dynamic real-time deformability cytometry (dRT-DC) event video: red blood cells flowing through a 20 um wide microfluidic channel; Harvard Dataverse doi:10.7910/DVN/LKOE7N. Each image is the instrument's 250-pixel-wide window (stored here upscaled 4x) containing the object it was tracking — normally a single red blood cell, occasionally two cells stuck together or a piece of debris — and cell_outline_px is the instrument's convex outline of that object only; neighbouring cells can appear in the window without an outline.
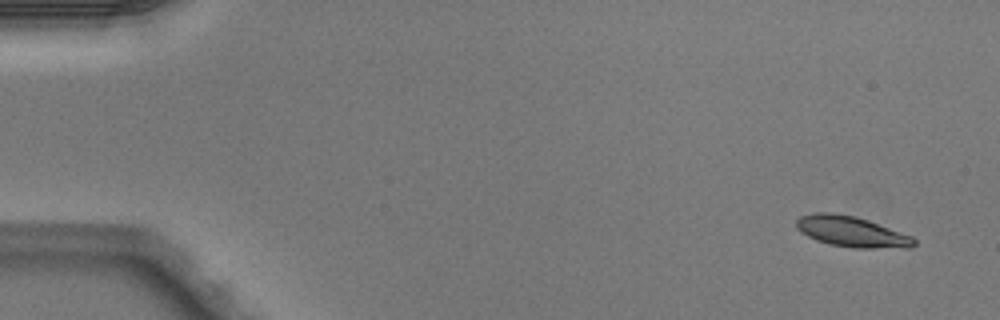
{"species": "Egyptian fruit bat (a non-hibernating species)", "species_latin": "Rousettus aegyptiacus", "temperature_condition": "warm", "stored_images_in_passage": 5, "segment_of_instrument_passage": [1, 2], "camera_frame_rate_fps": 3000, "um_per_image_px": 0.085, "animal": {"sex": "male"}, "frame": {"image": 1, "passage_image": 1, "time_ms": 0.0, "image_size_px": [1000, 320], "cell_outline_px": [[916, 244], [912, 248], [852, 248], [832, 244], [816, 240], [800, 232], [796, 228], [796, 220], [800, 216], [812, 212], [832, 212], [852, 216], [868, 220], [912, 236], [916, 240]], "centroid_in_image_um": [72.38, 19.69], "position_along_channel_um": 12.6, "area_um2": 21.1}}
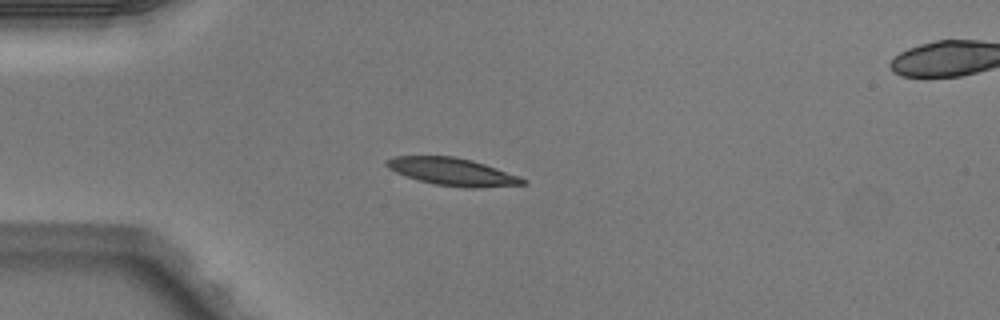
{"frame": {"image": 2, "passage_image": 4, "time_ms": 1.0, "image_size_px": [1000, 320], "cell_outline_px": [[528, 184], [480, 188], [468, 188], [436, 184], [420, 180], [396, 172], [388, 168], [384, 164], [384, 160], [396, 156], [452, 156], [472, 160], [520, 176], [528, 180]], "centroid_in_image_um": [38.5, 14.6], "position_along_channel_um": 46.5, "area_um2": 21.79}}